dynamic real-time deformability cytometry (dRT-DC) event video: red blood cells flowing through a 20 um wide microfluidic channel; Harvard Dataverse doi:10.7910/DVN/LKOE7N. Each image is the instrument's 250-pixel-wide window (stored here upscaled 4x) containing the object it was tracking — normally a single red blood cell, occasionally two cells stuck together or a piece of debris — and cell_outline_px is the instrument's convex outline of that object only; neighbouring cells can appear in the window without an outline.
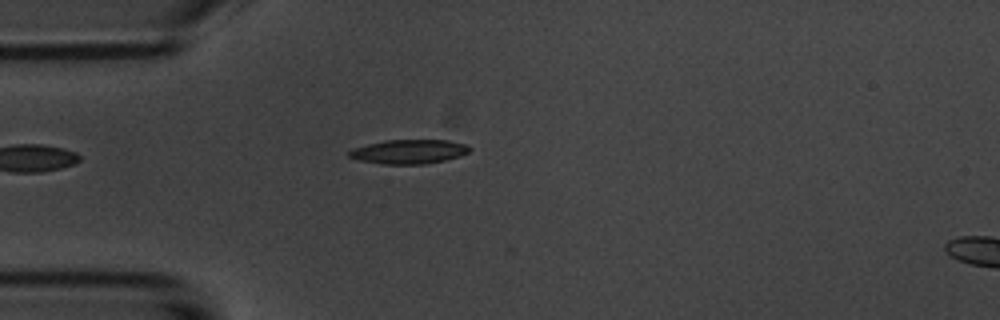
{"species": "common noctule bat (a hibernating species)", "species_latin": "Nyctalus noctula", "temperature_condition": "room temperature", "stored_images_in_passage": 5, "camera_frame_rate_fps": 3000, "um_per_image_px": 0.085, "animal": {"sex": "male", "body_mass_g": 20.1, "forearm_length_mm": 53.5}, "frame": {"image": 1, "passage_image": 5, "time_ms": 4.333, "image_size_px": [1000, 320], "cell_outline_px": [[472, 148], [468, 152], [460, 156], [444, 160], [424, 164], [384, 164], [360, 160], [348, 156], [348, 152], [352, 148], [384, 140], [448, 140], [468, 144]], "centroid_in_image_um": [34.78, 12.88], "position_along_channel_um": 50.2, "area_um2": 16.99}}